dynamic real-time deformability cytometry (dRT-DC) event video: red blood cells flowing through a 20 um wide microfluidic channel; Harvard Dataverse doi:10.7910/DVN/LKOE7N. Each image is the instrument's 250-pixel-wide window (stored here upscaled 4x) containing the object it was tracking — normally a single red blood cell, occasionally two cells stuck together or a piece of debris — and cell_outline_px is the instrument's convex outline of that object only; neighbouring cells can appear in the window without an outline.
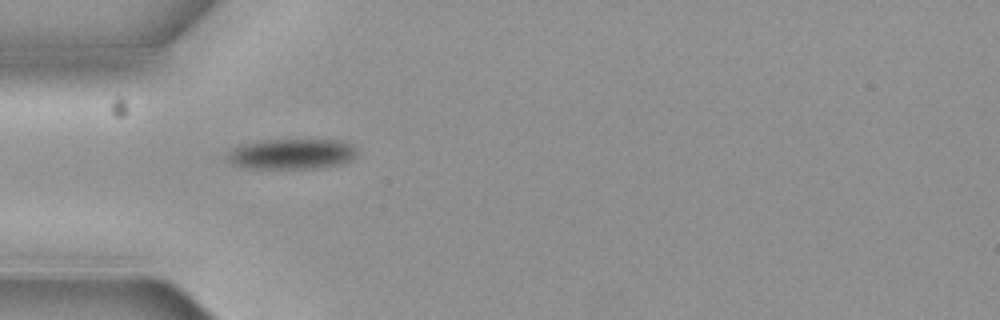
{"species": "common noctule bat (a hibernating species)", "species_latin": "Nyctalus noctula", "temperature_condition": "cold", "stored_images_in_passage": 3, "camera_frame_rate_fps": 3000, "um_per_image_px": 0.085, "animal": {"sex": "female", "body_mass_g": 19.3, "forearm_length_mm": 54.1}, "frame": {"image": 1, "passage_image": 2, "time_ms": 0.333, "image_size_px": [1000, 320], "cell_outline_px": [[360, 152], [352, 160], [340, 164], [312, 168], [248, 168], [236, 164], [228, 160], [228, 152], [232, 148], [240, 144], [256, 140], [340, 140], [352, 144]], "centroid_in_image_um": [24.83, 13.07], "position_along_channel_um": 60.2, "area_um2": 23.06}}
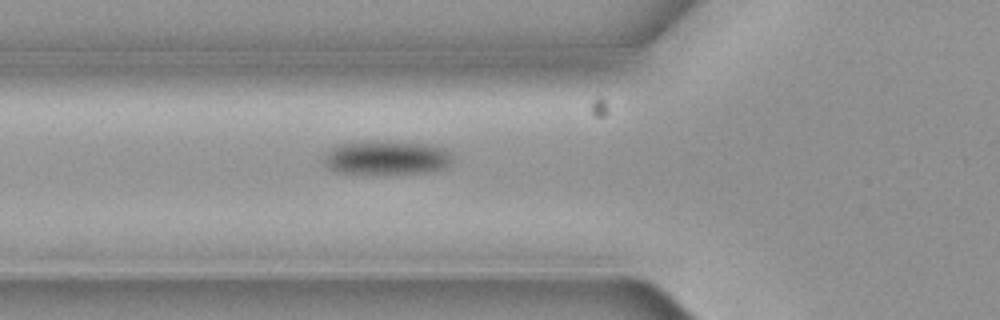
{"frame": {"image": 2, "passage_image": 3, "time_ms": 0.667, "image_size_px": [1000, 320], "cell_outline_px": [[448, 164], [440, 168], [424, 172], [336, 172], [328, 168], [324, 164], [324, 152], [328, 148], [336, 144], [372, 140], [376, 140], [432, 144], [448, 152]], "centroid_in_image_um": [32.7, 13.35], "position_along_channel_um": 93.1, "area_um2": 24.91}}